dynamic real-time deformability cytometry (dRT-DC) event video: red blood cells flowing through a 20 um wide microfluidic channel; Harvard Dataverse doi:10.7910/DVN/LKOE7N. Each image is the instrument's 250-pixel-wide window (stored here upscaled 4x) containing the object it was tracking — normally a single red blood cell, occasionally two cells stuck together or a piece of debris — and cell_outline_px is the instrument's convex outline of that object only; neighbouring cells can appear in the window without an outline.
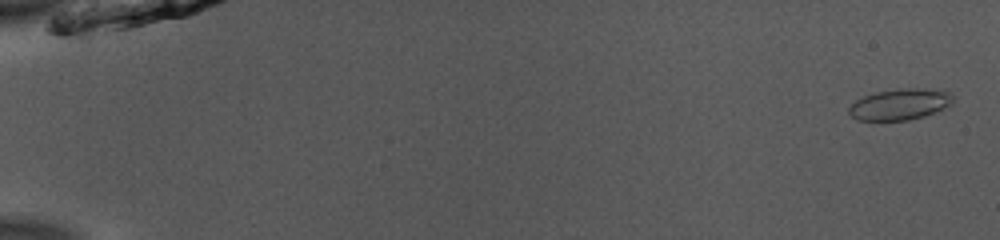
{"species": "common noctule bat (a hibernating species)", "species_latin": "Nyctalus noctula", "temperature_condition": "room temperature", "stored_images_in_passage": 52, "camera_frame_rate_fps": 3000, "um_per_image_px": 0.085, "animal": {"sex": "male", "body_mass_g": 13.0, "forearm_length_mm": 53.1}, "frame": {"image": 1, "passage_image": 2, "time_ms": 0.333, "image_size_px": [1000, 240], "cell_outline_px": [[952, 104], [944, 108], [924, 116], [908, 120], [856, 120], [848, 112], [848, 108], [856, 100], [864, 96], [876, 92], [900, 88], [924, 88], [948, 92], [952, 96]], "centroid_in_image_um": [76.47, 8.86], "position_along_channel_um": 8.5, "area_um2": 18.73}}
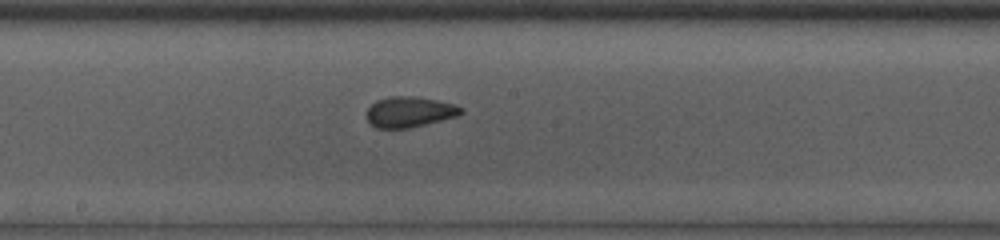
{"frame": {"image": 2, "passage_image": 30, "time_ms": 9.667, "image_size_px": [1000, 240], "cell_outline_px": [[464, 112], [456, 116], [408, 128], [376, 128], [364, 116], [368, 108], [376, 100], [392, 96], [412, 96], [436, 100], [456, 104], [464, 108]], "centroid_in_image_um": [34.79, 9.5], "position_along_channel_um": 213.4, "area_um2": 16.76}}
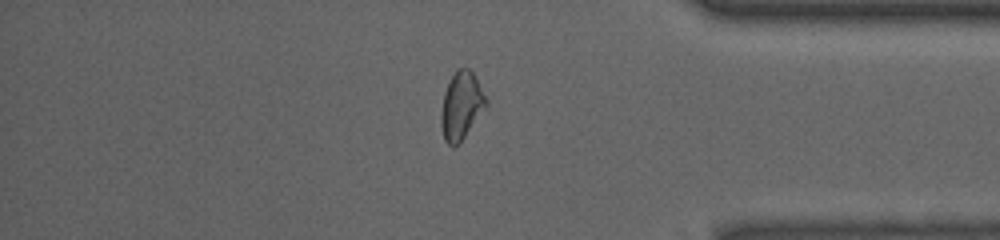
{"frame": {"image": 3, "passage_image": 45, "time_ms": 14.667, "image_size_px": [1000, 240], "cell_outline_px": [[488, 104], [464, 136], [452, 148], [444, 140], [440, 124], [440, 112], [444, 92], [456, 68], [468, 68], [472, 72], [488, 100]], "centroid_in_image_um": [39.19, 8.97], "position_along_channel_um": 396.0, "area_um2": 17.51}, "authors_computed_cell_mechanics": {"area_um2": 17.5712, "velocity_mm_per_s": 3.9563, "shape_relaxation_time_tau1_ms": null, "shape_relaxation_time_tau2_ms": 1.1857, "deformation_change_tau1": null, "deformation_change_tau2": 0.0517}}